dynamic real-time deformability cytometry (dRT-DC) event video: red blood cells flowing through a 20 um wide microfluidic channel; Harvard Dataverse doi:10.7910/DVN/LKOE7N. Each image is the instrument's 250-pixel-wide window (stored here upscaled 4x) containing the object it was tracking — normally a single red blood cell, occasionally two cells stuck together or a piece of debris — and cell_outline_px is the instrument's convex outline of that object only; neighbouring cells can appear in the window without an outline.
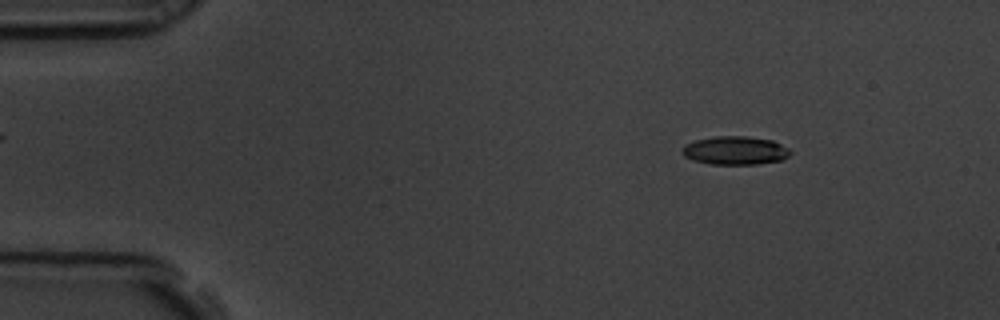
{"species": "common noctule bat (a hibernating species)", "species_latin": "Nyctalus noctula", "temperature_condition": "room temperature", "stored_images_in_passage": 6, "camera_frame_rate_fps": 3000, "um_per_image_px": 0.085, "animal": {"sex": "male", "body_mass_g": 19.5, "forearm_length_mm": 54.6}, "frame": {"image": 1, "passage_image": 2, "time_ms": 0.333, "image_size_px": [1000, 320], "cell_outline_px": [[792, 152], [784, 160], [756, 164], [712, 164], [692, 160], [684, 156], [684, 144], [696, 140], [716, 136], [744, 136], [772, 140], [788, 148]], "centroid_in_image_um": [62.52, 12.79], "position_along_channel_um": 22.5, "area_um2": 17.8}}
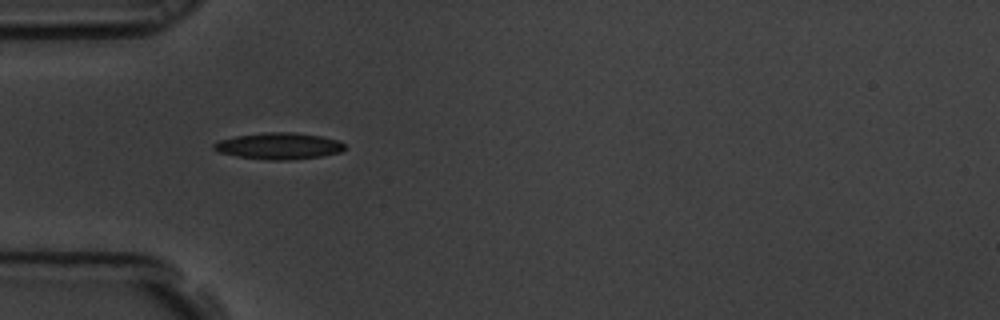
{"frame": {"image": 2, "passage_image": 5, "time_ms": 1.333, "image_size_px": [1000, 320], "cell_outline_px": [[344, 148], [340, 152], [320, 156], [284, 160], [268, 160], [236, 156], [220, 152], [212, 148], [212, 144], [220, 140], [236, 136], [264, 132], [296, 132], [320, 136], [340, 140], [344, 144]], "centroid_in_image_um": [23.69, 12.4], "position_along_channel_um": 61.3, "area_um2": 20.11}}
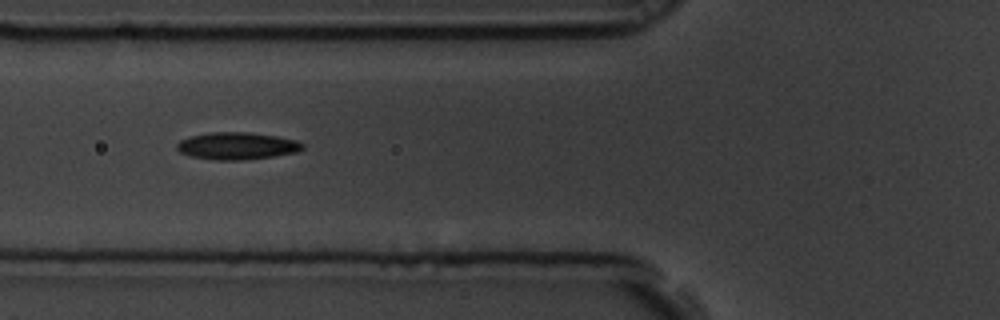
{"frame": {"image": 3, "passage_image": 6, "time_ms": 1.667, "image_size_px": [1000, 320], "cell_outline_px": [[304, 148], [296, 152], [272, 156], [240, 160], [216, 160], [188, 156], [180, 152], [176, 148], [176, 144], [180, 140], [192, 136], [212, 132], [248, 132], [276, 136], [296, 140], [304, 144]], "centroid_in_image_um": [20.12, 12.4], "position_along_channel_um": 105.7, "area_um2": 19.83}}